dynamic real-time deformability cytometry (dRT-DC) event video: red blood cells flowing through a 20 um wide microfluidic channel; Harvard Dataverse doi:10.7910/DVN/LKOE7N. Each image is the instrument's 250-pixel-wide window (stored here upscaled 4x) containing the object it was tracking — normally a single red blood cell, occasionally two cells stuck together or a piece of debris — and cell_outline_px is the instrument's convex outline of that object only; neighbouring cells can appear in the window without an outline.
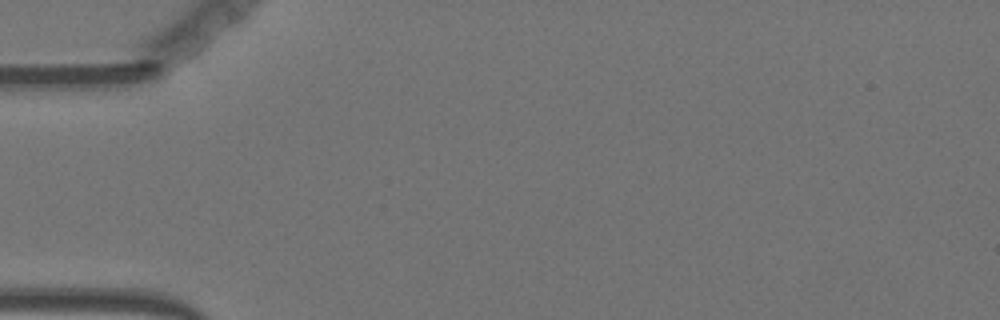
{"species": "Egyptian fruit bat (a non-hibernating species)", "species_latin": "Rousettus aegyptiacus", "temperature_condition": "warm", "stored_images_in_passage": 2, "camera_frame_rate_fps": 3000, "um_per_image_px": 0.085, "animal": {"sex": "female"}, "frame": {"image": 1, "passage_image": 1, "time_ms": 0.0, "image_size_px": [1000, 320], "cell_outline_px": [[256, 28], [252, 36], [220, 72], [208, 84], [196, 92], [184, 92], [184, 80], [240, 24], [256, 24]], "centroid_in_image_um": [18.6, 4.96], "position_along_channel_um": 66.4, "area_um2": 11.96}}